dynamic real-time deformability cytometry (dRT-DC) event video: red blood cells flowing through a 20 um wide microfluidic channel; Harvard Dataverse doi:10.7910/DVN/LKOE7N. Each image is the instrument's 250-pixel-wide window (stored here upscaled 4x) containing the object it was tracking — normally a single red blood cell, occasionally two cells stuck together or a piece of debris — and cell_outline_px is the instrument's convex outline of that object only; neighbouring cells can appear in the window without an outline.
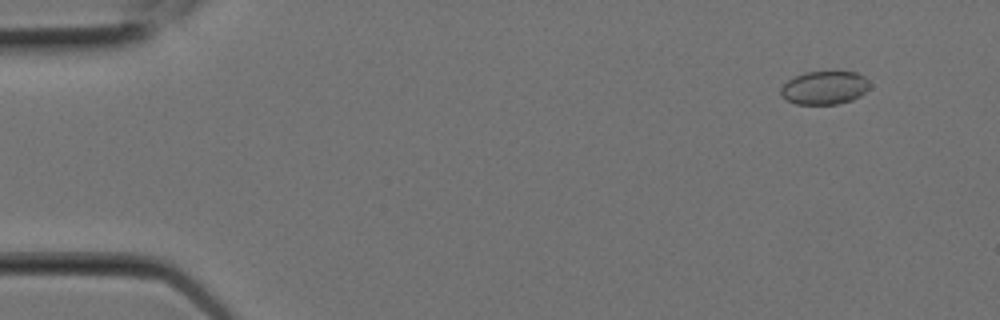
{"species": "Egyptian fruit bat (a non-hibernating species)", "species_latin": "Rousettus aegyptiacus", "temperature_condition": "room temperature", "stored_images_in_passage": 6, "camera_frame_rate_fps": 3000, "um_per_image_px": 0.085, "animal": {"sex": "female"}, "frame": {"image": 1, "passage_image": 2, "time_ms": 0.333, "image_size_px": [1000, 320], "cell_outline_px": [[868, 88], [860, 96], [852, 100], [836, 104], [796, 104], [780, 96], [780, 88], [788, 80], [804, 72], [856, 72], [864, 76], [868, 80]], "centroid_in_image_um": [70.06, 7.46], "position_along_channel_um": 14.9, "area_um2": 17.17}}
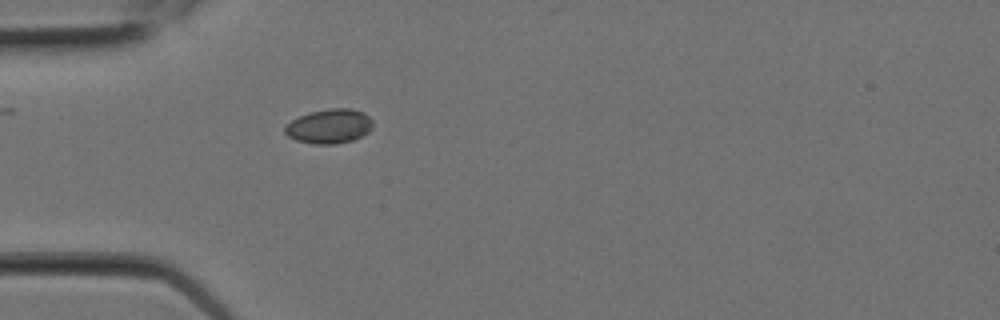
{"frame": {"image": 2, "passage_image": 6, "time_ms": 1.667, "image_size_px": [1000, 320], "cell_outline_px": [[372, 128], [368, 132], [352, 140], [336, 144], [312, 144], [296, 140], [288, 136], [284, 132], [284, 128], [292, 120], [308, 112], [328, 108], [352, 108], [364, 112], [372, 120]], "centroid_in_image_um": [27.99, 10.72], "position_along_channel_um": 57.0, "area_um2": 17.69}}